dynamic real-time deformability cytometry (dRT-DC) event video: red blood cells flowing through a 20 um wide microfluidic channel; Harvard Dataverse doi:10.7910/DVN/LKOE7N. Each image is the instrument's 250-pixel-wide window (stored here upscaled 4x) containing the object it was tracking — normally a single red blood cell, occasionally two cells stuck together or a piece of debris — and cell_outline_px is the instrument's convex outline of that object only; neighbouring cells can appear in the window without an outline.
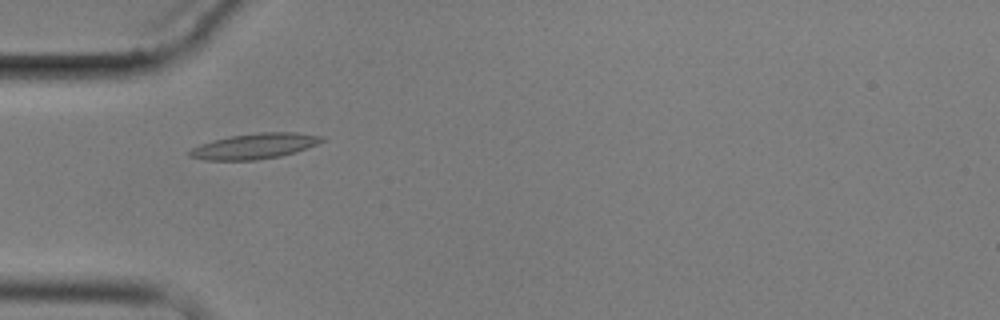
{"species": "common noctule bat (a hibernating species)", "species_latin": "Nyctalus noctula", "temperature_condition": "cold", "stored_images_in_passage": 5, "camera_frame_rate_fps": 3000, "um_per_image_px": 0.085, "animal": {"sex": "male", "body_mass_g": 17.9}, "frame": {"image": 1, "passage_image": 4, "time_ms": 4.333, "image_size_px": [1000, 320], "cell_outline_px": [[324, 140], [316, 144], [296, 152], [280, 156], [256, 160], [204, 160], [188, 156], [188, 152], [192, 148], [200, 144], [212, 140], [232, 136], [260, 132], [296, 132], [324, 136]], "centroid_in_image_um": [21.63, 12.42], "position_along_channel_um": 63.4, "area_um2": 19.59}}
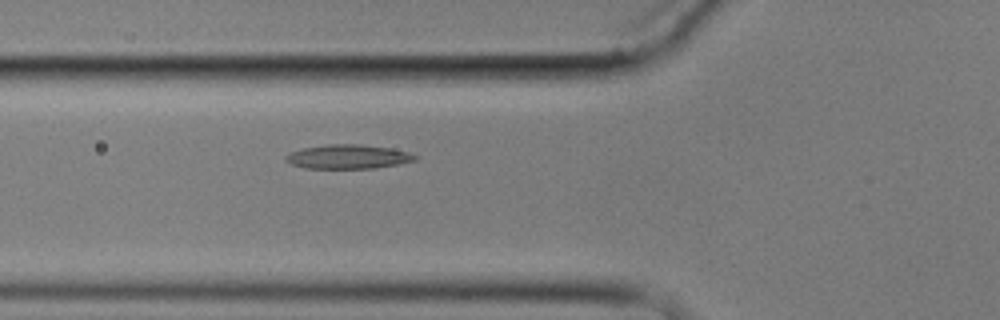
{"frame": {"image": 2, "passage_image": 5, "time_ms": 5.333, "image_size_px": [1000, 320], "cell_outline_px": [[416, 160], [400, 164], [376, 168], [304, 168], [292, 164], [284, 160], [284, 156], [292, 152], [304, 148], [328, 144], [360, 144], [392, 148], [408, 152], [416, 156]], "centroid_in_image_um": [29.59, 13.32], "position_along_channel_um": 96.2, "area_um2": 18.15}}